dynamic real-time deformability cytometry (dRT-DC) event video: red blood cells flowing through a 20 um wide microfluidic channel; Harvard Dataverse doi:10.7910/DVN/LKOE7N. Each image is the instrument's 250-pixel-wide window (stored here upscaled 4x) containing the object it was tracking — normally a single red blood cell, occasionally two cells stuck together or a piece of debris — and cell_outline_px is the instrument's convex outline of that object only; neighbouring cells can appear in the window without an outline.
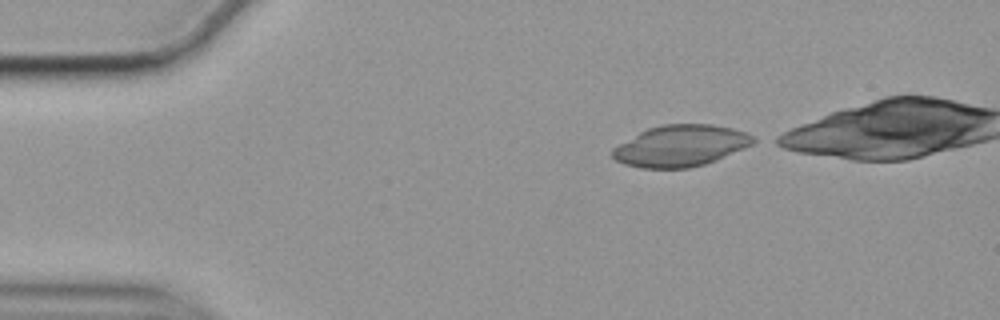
{"species": "common noctule bat (a hibernating species)", "species_latin": "Nyctalus noctula", "temperature_condition": "cold", "stored_images_in_passage": 38, "camera_frame_rate_fps": 3000, "um_per_image_px": 0.085, "animal": {"sex": "female", "body_mass_g": 19.9}, "frame": {"image": 1, "passage_image": 1, "time_ms": 0.0, "image_size_px": [1000, 320], "cell_outline_px": [[760, 140], [744, 148], [716, 160], [704, 164], [688, 168], [640, 168], [624, 164], [616, 160], [612, 156], [612, 148], [640, 132], [648, 128], [660, 124], [712, 124], [732, 128], [748, 132], [756, 136]], "centroid_in_image_um": [57.89, 12.38], "position_along_channel_um": 27.1, "area_um2": 34.1}}